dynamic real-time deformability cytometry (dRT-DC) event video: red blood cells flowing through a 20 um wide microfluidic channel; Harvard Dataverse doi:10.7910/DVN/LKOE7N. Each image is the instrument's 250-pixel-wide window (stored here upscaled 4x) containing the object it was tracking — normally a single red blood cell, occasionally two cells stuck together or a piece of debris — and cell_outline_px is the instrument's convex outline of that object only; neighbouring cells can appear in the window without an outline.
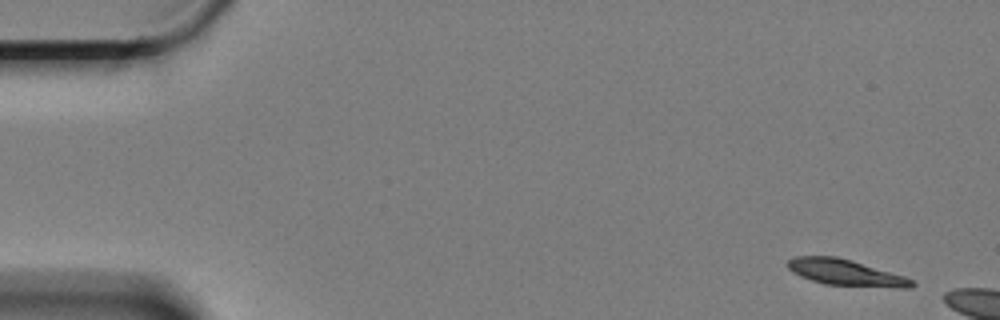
{"species": "Egyptian fruit bat (a non-hibernating species)", "species_latin": "Rousettus aegyptiacus", "temperature_condition": "cold", "stored_images_in_passage": 7, "camera_frame_rate_fps": 3000, "um_per_image_px": 0.085, "animal": {"sex": "female"}, "frame": {"image": 1, "passage_image": 1, "time_ms": 0.0, "image_size_px": [1000, 320], "cell_outline_px": [[916, 284], [912, 288], [900, 288], [824, 284], [800, 276], [792, 272], [788, 268], [788, 260], [796, 256], [836, 256], [852, 260], [904, 276], [912, 280]], "centroid_in_image_um": [71.89, 23.17], "position_along_channel_um": 13.1, "area_um2": 18.84}}